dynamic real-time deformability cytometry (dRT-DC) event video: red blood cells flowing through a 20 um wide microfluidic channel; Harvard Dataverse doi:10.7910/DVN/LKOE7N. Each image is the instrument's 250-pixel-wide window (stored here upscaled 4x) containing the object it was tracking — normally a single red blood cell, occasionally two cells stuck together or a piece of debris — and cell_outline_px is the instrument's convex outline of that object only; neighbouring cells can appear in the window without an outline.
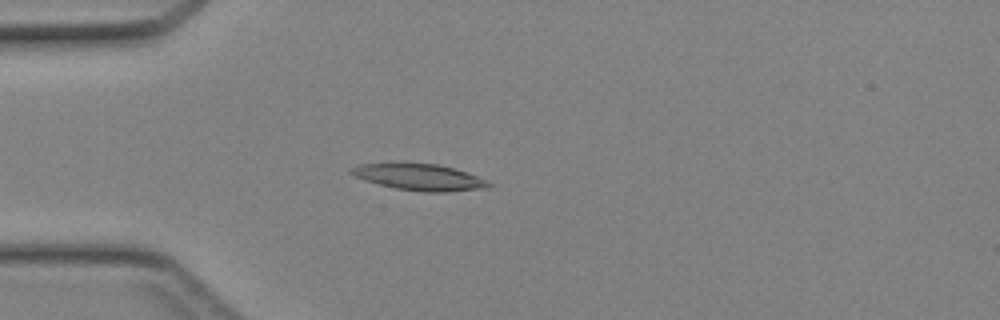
{"species": "Egyptian fruit bat (a non-hibernating species)", "species_latin": "Rousettus aegyptiacus", "temperature_condition": "cold", "stored_images_in_passage": 41, "camera_frame_rate_fps": 3000, "um_per_image_px": 0.085, "animal": {"sex": "female"}, "frame": {"image": 1, "passage_image": 9, "time_ms": 2.667, "image_size_px": [1000, 320], "cell_outline_px": [[492, 184], [484, 188], [448, 192], [424, 192], [396, 188], [364, 180], [348, 172], [348, 168], [360, 164], [404, 160], [440, 164], [468, 172], [488, 180]], "centroid_in_image_um": [35.6, 15.0], "position_along_channel_um": 49.4, "area_um2": 22.08}}
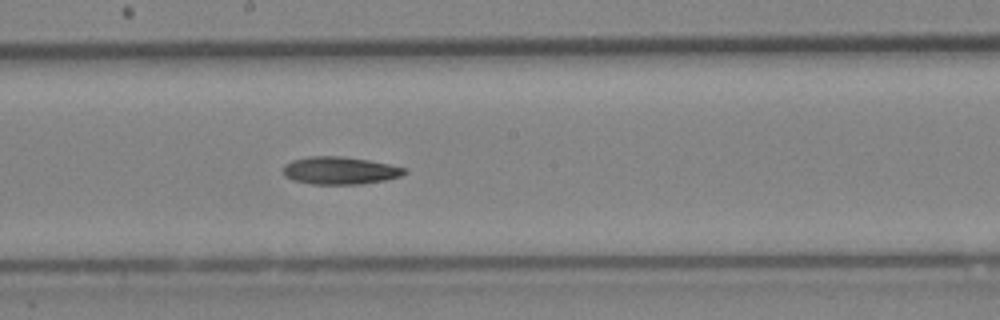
{"frame": {"image": 2, "passage_image": 21, "time_ms": 6.667, "image_size_px": [1000, 320], "cell_outline_px": [[408, 172], [400, 176], [384, 180], [360, 184], [312, 184], [292, 180], [284, 176], [284, 164], [292, 160], [308, 156], [340, 156], [368, 160], [408, 168]], "centroid_in_image_um": [28.88, 14.49], "position_along_channel_um": 219.3, "area_um2": 19.54}}
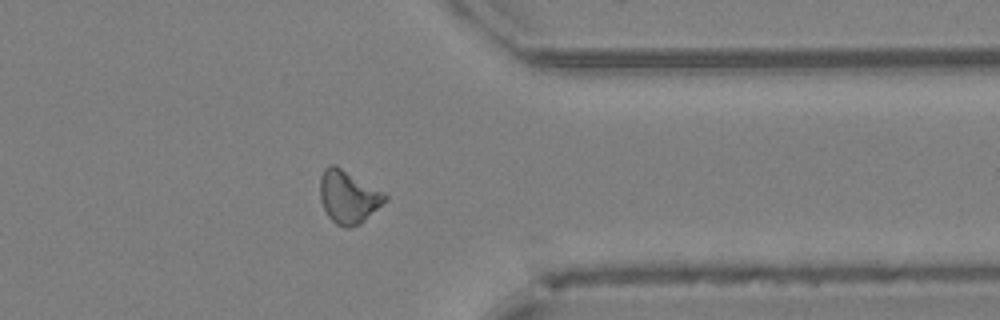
{"frame": {"image": 3, "passage_image": 32, "time_ms": 10.333, "image_size_px": [1000, 320], "cell_outline_px": [[388, 200], [360, 224], [348, 228], [344, 228], [336, 224], [328, 216], [320, 200], [320, 176], [324, 168], [328, 164], [336, 164], [388, 192]], "centroid_in_image_um": [29.65, 16.69], "position_along_channel_um": 381.7, "area_um2": 20.75}}